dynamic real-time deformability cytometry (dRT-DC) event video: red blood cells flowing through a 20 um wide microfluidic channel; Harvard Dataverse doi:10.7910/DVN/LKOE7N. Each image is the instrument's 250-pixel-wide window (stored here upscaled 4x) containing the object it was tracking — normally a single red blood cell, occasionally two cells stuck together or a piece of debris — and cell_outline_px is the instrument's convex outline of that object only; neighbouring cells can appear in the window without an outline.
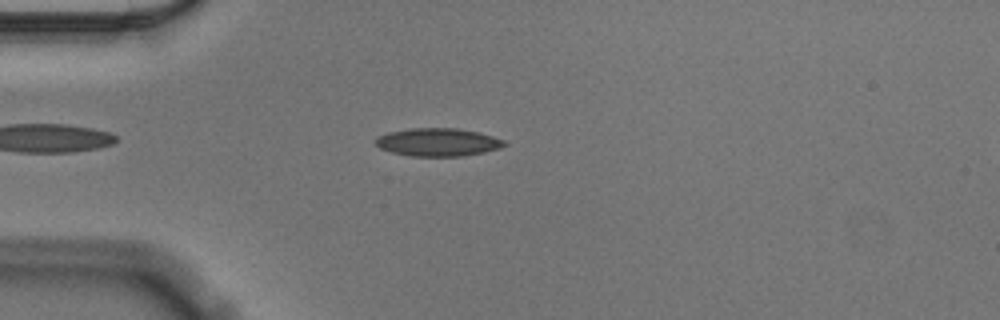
{"species": "Egyptian fruit bat (a non-hibernating species)", "species_latin": "Rousettus aegyptiacus", "temperature_condition": "cold", "stored_images_in_passage": 48, "camera_frame_rate_fps": 3000, "um_per_image_px": 0.085, "animal": {"sex": "male"}, "frame": {"image": 1, "passage_image": 7, "time_ms": 2.0, "image_size_px": [1000, 320], "cell_outline_px": [[508, 144], [500, 148], [484, 152], [464, 156], [408, 156], [392, 152], [380, 148], [372, 140], [376, 136], [388, 132], [412, 128], [456, 128], [480, 132], [504, 140]], "centroid_in_image_um": [37.2, 12.08], "position_along_channel_um": 47.8, "area_um2": 21.21}}
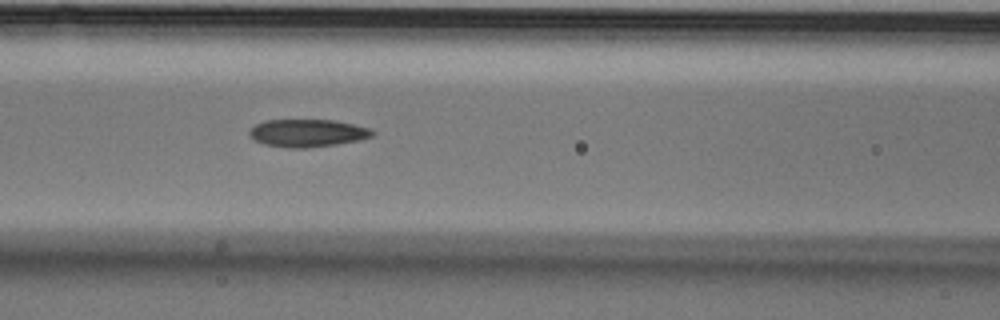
{"frame": {"image": 2, "passage_image": 16, "time_ms": 5.0, "image_size_px": [1000, 320], "cell_outline_px": [[376, 132], [372, 136], [360, 140], [336, 144], [308, 148], [288, 148], [264, 144], [256, 140], [248, 132], [256, 124], [264, 120], [336, 120], [372, 128]], "centroid_in_image_um": [26.19, 11.3], "position_along_channel_um": 140.4, "area_um2": 19.88}}
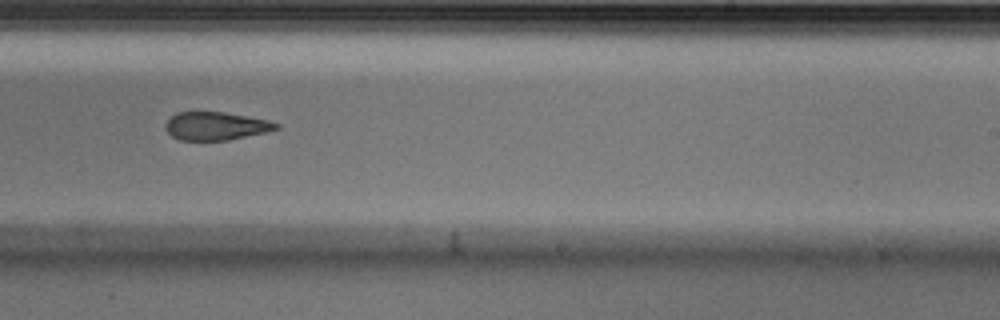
{"frame": {"image": 3, "passage_image": 27, "time_ms": 8.667, "image_size_px": [1000, 320], "cell_outline_px": [[280, 128], [268, 132], [228, 140], [180, 140], [172, 136], [164, 128], [164, 124], [176, 112], [224, 112], [268, 120], [280, 124]], "centroid_in_image_um": [18.36, 10.71], "position_along_channel_um": 270.6, "area_um2": 18.21}, "authors_computed_cell_mechanics": {"area_um2": 20.0277, "velocity_mm_per_s": 3.5601, "shape_relaxation_time_tau1_ms": 6.186, "shape_relaxation_time_tau2_ms": 3.2515, "deformation_change_tau1": 0.1503, "deformation_change_tau2": 0.1104}}